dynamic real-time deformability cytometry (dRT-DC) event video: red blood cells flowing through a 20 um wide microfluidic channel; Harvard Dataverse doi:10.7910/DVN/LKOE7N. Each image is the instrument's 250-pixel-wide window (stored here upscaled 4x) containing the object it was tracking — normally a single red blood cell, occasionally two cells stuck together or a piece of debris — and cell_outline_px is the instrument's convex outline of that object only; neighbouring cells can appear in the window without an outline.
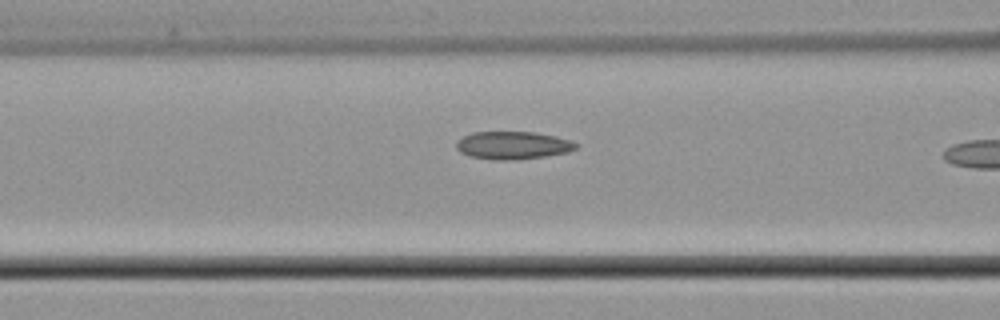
{"species": "common noctule bat (a hibernating species)", "species_latin": "Nyctalus noctula", "temperature_condition": "cold", "stored_images_in_passage": 10, "camera_frame_rate_fps": 3000, "um_per_image_px": 0.085, "animal": {"sex": "male", "body_mass_g": 21.5, "forearm_length_mm": 52.0}, "frame": {"image": 1, "passage_image": 9, "time_ms": 2.667, "image_size_px": [1000, 320], "cell_outline_px": [[580, 144], [576, 148], [568, 152], [544, 156], [508, 160], [492, 160], [468, 156], [460, 152], [456, 148], [456, 140], [472, 132], [536, 132], [556, 136], [572, 140]], "centroid_in_image_um": [43.59, 12.34], "position_along_channel_um": 123.0, "area_um2": 19.54}}